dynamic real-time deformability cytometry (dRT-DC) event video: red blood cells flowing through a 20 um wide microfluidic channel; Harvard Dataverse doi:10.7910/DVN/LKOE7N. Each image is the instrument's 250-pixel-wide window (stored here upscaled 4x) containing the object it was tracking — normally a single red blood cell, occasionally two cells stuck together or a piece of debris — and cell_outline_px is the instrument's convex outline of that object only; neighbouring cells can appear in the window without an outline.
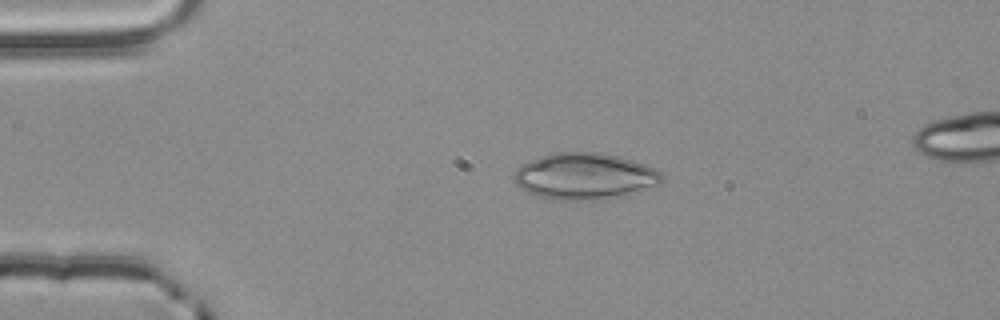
{"species": "common noctule bat (a hibernating species)", "species_latin": "Nyctalus noctula", "temperature_condition": "room temperature", "stored_images_in_passage": 4, "camera_frame_rate_fps": 3000, "um_per_image_px": 0.085, "animal": {"sex": "male", "body_mass_g": 20.4}, "frame": {"image": 1, "passage_image": 2, "time_ms": 0.333, "image_size_px": [1000, 320], "cell_outline_px": [[664, 176], [660, 184], [624, 196], [604, 200], [556, 200], [540, 196], [528, 192], [520, 188], [512, 180], [512, 176], [516, 168], [520, 164], [552, 152], [596, 152], [620, 156], [644, 164], [660, 172]], "centroid_in_image_um": [49.67, 14.98], "position_along_channel_um": 35.3, "area_um2": 40.4}}
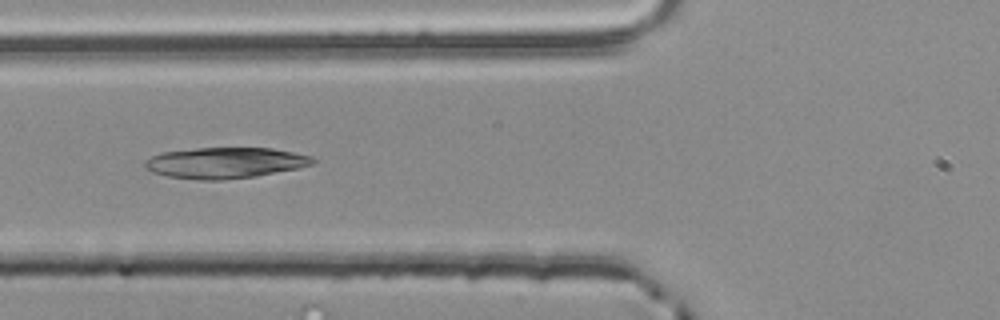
{"frame": {"image": 2, "passage_image": 4, "time_ms": 1.0, "image_size_px": [1000, 320], "cell_outline_px": [[316, 160], [312, 164], [296, 168], [256, 176], [224, 180], [200, 180], [168, 176], [152, 172], [144, 168], [144, 160], [160, 152], [196, 148], [272, 148], [312, 156]], "centroid_in_image_um": [19.09, 13.84], "position_along_channel_um": 106.7, "area_um2": 30.23}}